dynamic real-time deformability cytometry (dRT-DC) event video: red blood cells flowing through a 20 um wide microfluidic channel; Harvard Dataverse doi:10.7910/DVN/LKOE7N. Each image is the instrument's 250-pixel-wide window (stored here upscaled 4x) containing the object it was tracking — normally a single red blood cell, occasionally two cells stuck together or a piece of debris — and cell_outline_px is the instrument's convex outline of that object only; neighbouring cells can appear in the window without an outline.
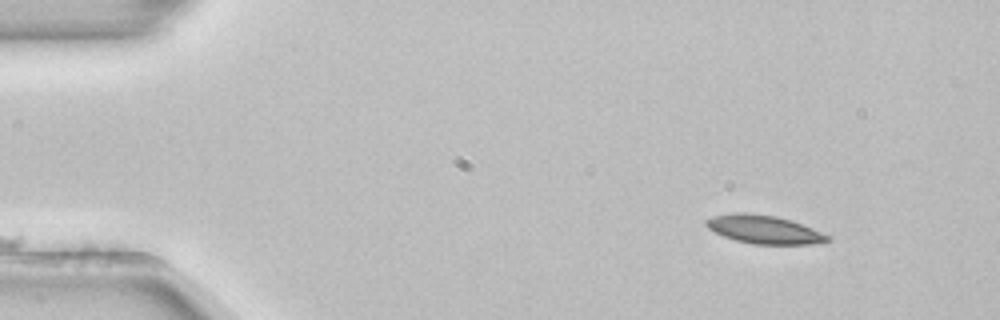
{"species": "common noctule bat (a hibernating species)", "species_latin": "Nyctalus noctula", "temperature_condition": "room temperature", "stored_images_in_passage": 29, "camera_frame_rate_fps": 3000, "um_per_image_px": 0.085, "animal": {"sex": "female", "body_mass_g": 22.7, "forearm_length_mm": 54.2}, "frame": {"image": 1, "passage_image": 1, "time_ms": 0.0, "image_size_px": [1000, 320], "cell_outline_px": [[832, 240], [808, 244], [752, 244], [736, 240], [724, 236], [708, 228], [704, 224], [704, 220], [712, 216], [736, 212], [744, 212], [776, 216], [792, 220], [812, 228], [828, 236]], "centroid_in_image_um": [64.9, 19.49], "position_along_channel_um": 20.1, "area_um2": 19.94}}
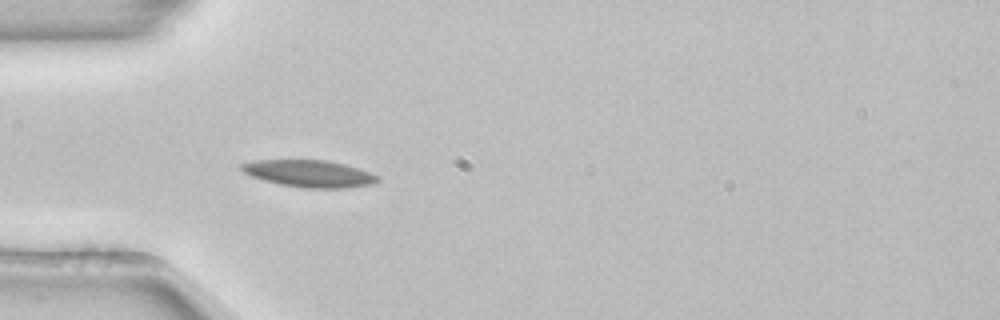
{"frame": {"image": 2, "passage_image": 11, "time_ms": 3.333, "image_size_px": [1000, 320], "cell_outline_px": [[380, 180], [372, 184], [348, 188], [304, 188], [280, 184], [264, 180], [252, 176], [244, 172], [240, 168], [240, 164], [256, 160], [328, 160], [360, 168], [380, 176]], "centroid_in_image_um": [26.34, 14.75], "position_along_channel_um": 58.7, "area_um2": 21.5}}